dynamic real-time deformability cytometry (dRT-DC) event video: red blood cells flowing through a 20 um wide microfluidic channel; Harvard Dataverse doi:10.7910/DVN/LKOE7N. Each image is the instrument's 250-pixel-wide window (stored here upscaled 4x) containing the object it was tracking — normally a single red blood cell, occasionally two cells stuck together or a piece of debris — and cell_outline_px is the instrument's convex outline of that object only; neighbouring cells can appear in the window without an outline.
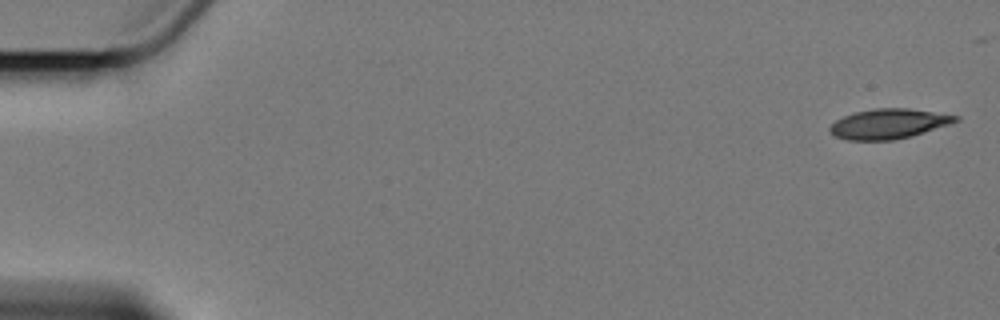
{"species": "Egyptian fruit bat (a non-hibernating species)", "species_latin": "Rousettus aegyptiacus", "temperature_condition": "cold", "stored_images_in_passage": 5, "camera_frame_rate_fps": 3000, "um_per_image_px": 0.085, "animal": {"sex": "female"}, "frame": {"image": 1, "passage_image": 1, "time_ms": 0.0, "image_size_px": [1000, 320], "cell_outline_px": [[960, 120], [952, 124], [912, 136], [892, 140], [848, 140], [836, 136], [828, 132], [828, 128], [836, 120], [844, 116], [856, 112], [876, 108], [908, 108], [960, 116]], "centroid_in_image_um": [75.56, 10.52], "position_along_channel_um": 9.4, "area_um2": 21.96}}
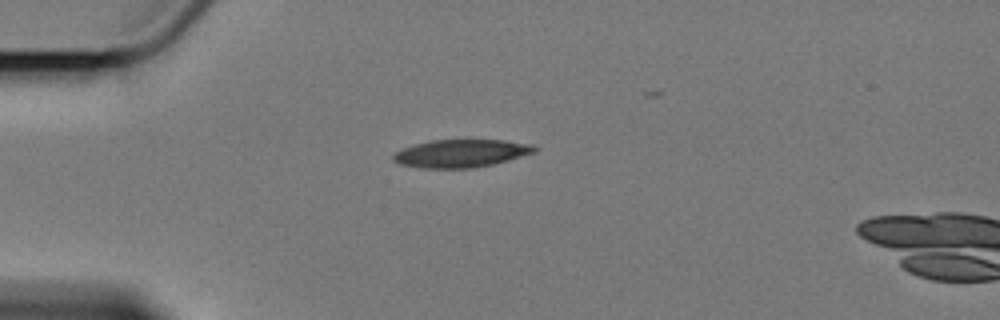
{"frame": {"image": 2, "passage_image": 4, "time_ms": 4.667, "image_size_px": [1000, 320], "cell_outline_px": [[540, 148], [536, 152], [508, 160], [492, 164], [472, 168], [424, 168], [400, 164], [392, 160], [392, 156], [396, 152], [404, 148], [416, 144], [432, 140], [504, 140], [532, 144]], "centroid_in_image_um": [39.23, 13.03], "position_along_channel_um": 45.8, "area_um2": 22.83}}